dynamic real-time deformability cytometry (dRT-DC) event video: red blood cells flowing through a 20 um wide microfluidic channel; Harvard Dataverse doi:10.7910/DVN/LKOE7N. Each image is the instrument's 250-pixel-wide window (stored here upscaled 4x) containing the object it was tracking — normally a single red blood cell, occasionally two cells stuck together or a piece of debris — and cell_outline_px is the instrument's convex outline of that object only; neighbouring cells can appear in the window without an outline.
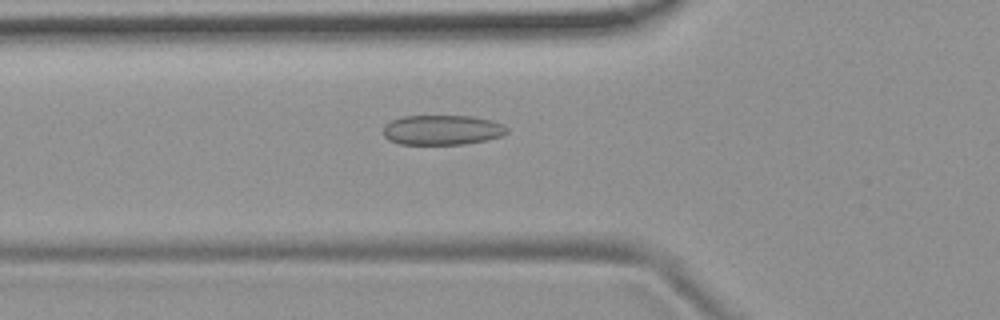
{"species": "common noctule bat (a hibernating species)", "species_latin": "Nyctalus noctula", "temperature_condition": "room temperature", "stored_images_in_passage": 54, "camera_frame_rate_fps": 3000, "um_per_image_px": 0.085, "animal": {"sex": "female", "body_mass_g": 19.9}, "frame": {"image": 1, "passage_image": 19, "time_ms": 6.0, "image_size_px": [1000, 320], "cell_outline_px": [[508, 132], [500, 136], [484, 140], [464, 144], [400, 144], [388, 140], [384, 136], [384, 124], [392, 120], [404, 116], [472, 116], [492, 120], [504, 124], [508, 128]], "centroid_in_image_um": [37.58, 11.04], "position_along_channel_um": 88.2, "area_um2": 21.56}}
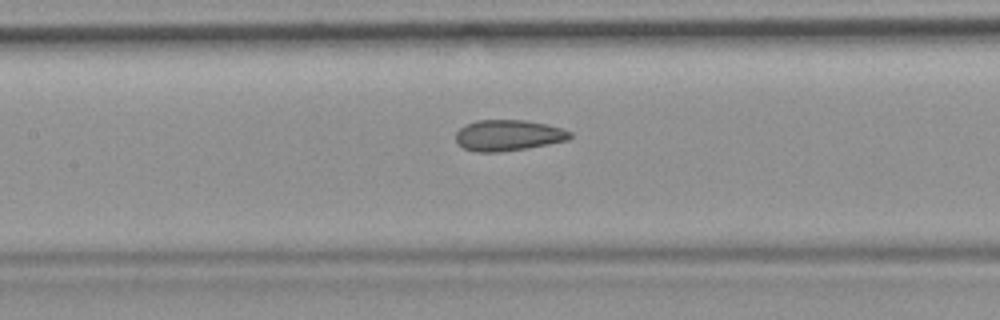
{"frame": {"image": 2, "passage_image": 25, "time_ms": 8.0, "image_size_px": [1000, 320], "cell_outline_px": [[572, 136], [568, 140], [528, 148], [500, 152], [476, 152], [464, 148], [456, 140], [456, 132], [464, 124], [476, 120], [524, 120], [548, 124], [572, 132]], "centroid_in_image_um": [43.2, 11.5], "position_along_channel_um": 164.2, "area_um2": 20.69}}
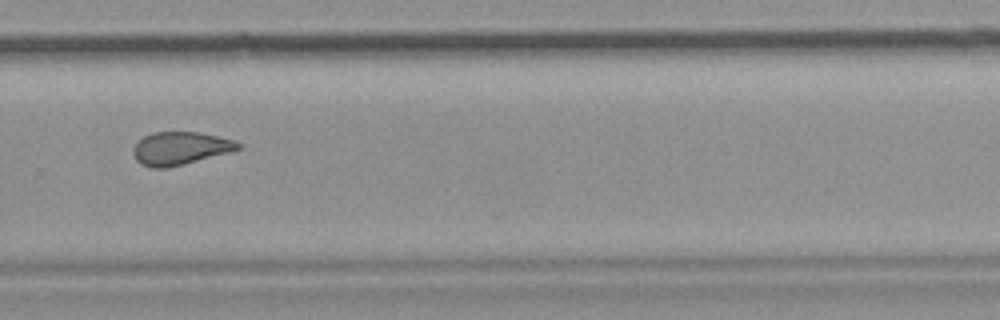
{"frame": {"image": 3, "passage_image": 37, "time_ms": 12.0, "image_size_px": [1000, 320], "cell_outline_px": [[240, 148], [232, 152], [168, 168], [152, 168], [140, 164], [136, 160], [132, 152], [132, 148], [144, 136], [152, 132], [200, 132], [232, 140], [240, 144]], "centroid_in_image_um": [15.29, 12.62], "position_along_channel_um": 314.5, "area_um2": 20.17}, "authors_computed_cell_mechanics": {"area_um2": 21.5594, "velocity_mm_per_s": 3.7761, "shape_relaxation_time_tau1_ms": null, "shape_relaxation_time_tau2_ms": 2.0149, "deformation_change_tau1": null, "deformation_change_tau2": 0.0815}}